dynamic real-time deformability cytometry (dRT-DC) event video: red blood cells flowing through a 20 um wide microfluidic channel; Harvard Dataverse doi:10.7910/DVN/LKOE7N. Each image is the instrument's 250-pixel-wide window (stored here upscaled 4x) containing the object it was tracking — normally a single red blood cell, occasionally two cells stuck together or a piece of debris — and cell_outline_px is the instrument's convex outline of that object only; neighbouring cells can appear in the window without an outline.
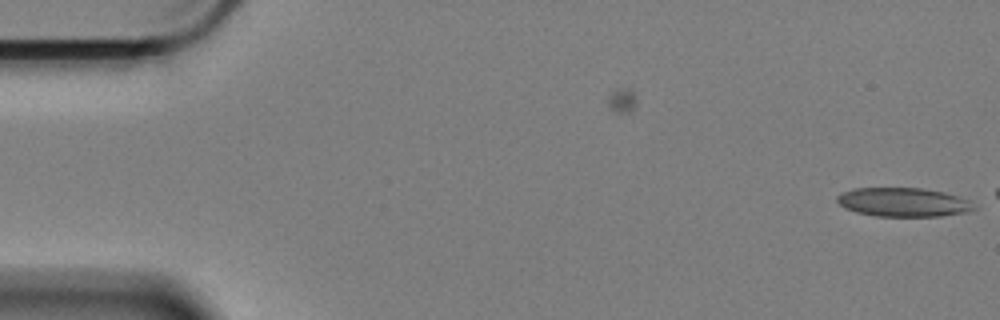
{"species": "Egyptian fruit bat (a non-hibernating species)", "species_latin": "Rousettus aegyptiacus", "temperature_condition": "cold", "stored_images_in_passage": 8, "camera_frame_rate_fps": 3000, "um_per_image_px": 0.085, "animal": {"sex": "female"}, "frame": {"image": 1, "passage_image": 8, "time_ms": 2.333, "image_size_px": [1000, 320], "cell_outline_px": [[980, 208], [968, 212], [940, 216], [876, 216], [856, 212], [844, 208], [836, 200], [836, 196], [840, 192], [852, 188], [920, 188], [944, 192], [968, 200]], "centroid_in_image_um": [76.77, 17.19], "position_along_channel_um": 8.2, "area_um2": 23.24}}